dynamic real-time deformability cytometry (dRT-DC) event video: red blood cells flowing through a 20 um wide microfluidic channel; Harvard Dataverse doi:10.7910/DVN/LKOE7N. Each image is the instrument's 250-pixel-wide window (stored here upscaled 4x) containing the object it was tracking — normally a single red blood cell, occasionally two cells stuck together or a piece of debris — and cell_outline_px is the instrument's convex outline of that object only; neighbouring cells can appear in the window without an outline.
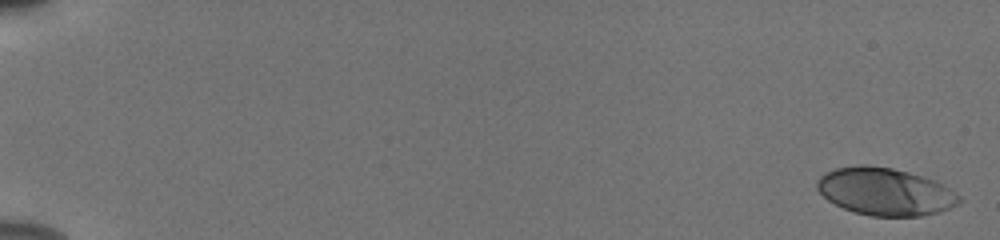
{"species": "human", "species_latin": "Homo sapiens", "temperature_condition": "cold", "stored_images_in_passage": 5, "segment_of_instrument_passage": [2, 2], "camera_frame_rate_fps": 3000, "um_per_image_px": 0.085, "donor": {"sex": "male"}, "frame": {"image": 1, "passage_image": 5, "time_ms": 1.333, "image_size_px": [1000, 240], "cell_outline_px": [[964, 200], [940, 212], [920, 216], [872, 216], [856, 212], [844, 208], [828, 200], [816, 188], [816, 180], [824, 172], [836, 168], [860, 164], [864, 164], [892, 168], [908, 172], [936, 180], [944, 184], [960, 196]], "centroid_in_image_um": [75.24, 16.27], "position_along_channel_um": 9.8, "area_um2": 39.42}}